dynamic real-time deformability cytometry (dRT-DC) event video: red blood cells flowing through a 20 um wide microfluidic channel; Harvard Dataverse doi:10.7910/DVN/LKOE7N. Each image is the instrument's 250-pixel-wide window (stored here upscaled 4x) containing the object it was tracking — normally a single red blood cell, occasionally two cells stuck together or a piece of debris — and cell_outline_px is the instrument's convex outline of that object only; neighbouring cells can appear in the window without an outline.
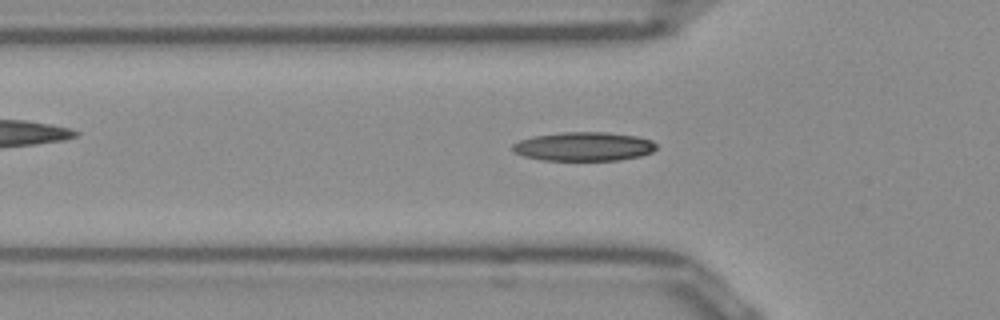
{"species": "Egyptian fruit bat (a non-hibernating species)", "species_latin": "Rousettus aegyptiacus", "temperature_condition": "room temperature", "stored_images_in_passage": 32, "camera_frame_rate_fps": 3000, "um_per_image_px": 0.085, "frame": {"image": 1, "passage_image": 5, "time_ms": 1.333, "image_size_px": [1000, 320], "cell_outline_px": [[656, 148], [652, 152], [640, 156], [620, 160], [544, 160], [524, 156], [512, 152], [512, 144], [520, 140], [532, 136], [564, 132], [604, 132], [636, 136], [652, 140], [656, 144]], "centroid_in_image_um": [49.61, 12.45], "position_along_channel_um": 76.2, "area_um2": 24.22}}
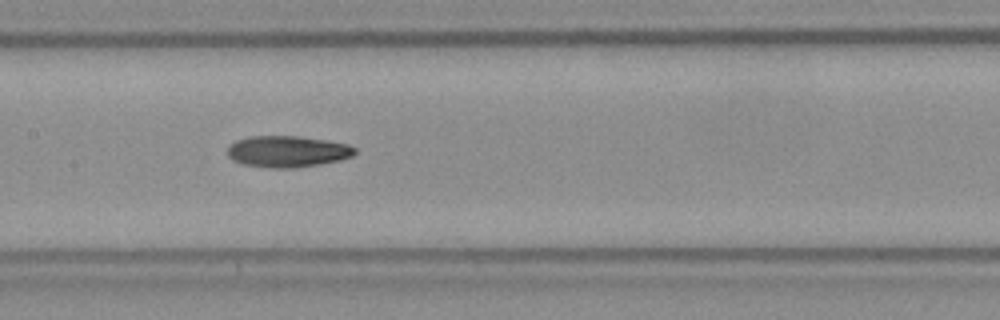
{"frame": {"image": 2, "passage_image": 13, "time_ms": 4.0, "image_size_px": [1000, 320], "cell_outline_px": [[356, 152], [352, 156], [340, 160], [292, 168], [272, 168], [244, 164], [232, 160], [228, 156], [228, 148], [236, 140], [248, 136], [296, 136], [328, 140], [348, 144], [356, 148]], "centroid_in_image_um": [24.44, 12.86], "position_along_channel_um": 183.0, "area_um2": 23.18}}
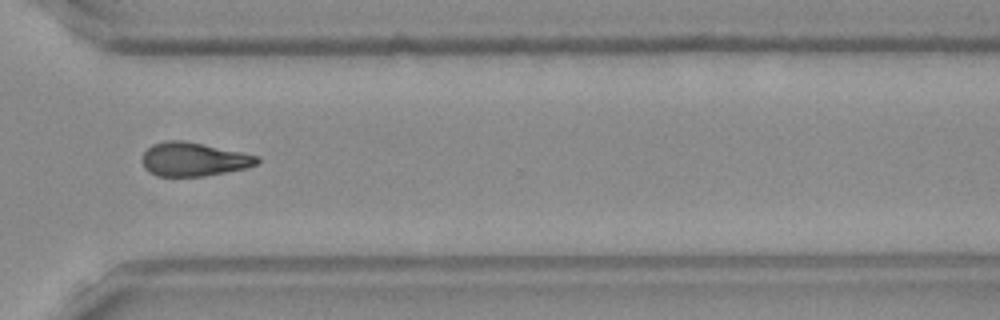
{"frame": {"image": 3, "passage_image": 26, "time_ms": 8.333, "image_size_px": [1000, 320], "cell_outline_px": [[260, 160], [256, 164], [248, 168], [204, 176], [156, 176], [148, 172], [144, 168], [144, 152], [152, 144], [164, 140], [180, 140], [260, 156]], "centroid_in_image_um": [16.46, 13.55], "position_along_channel_um": 354.1, "area_um2": 22.37}, "authors_computed_cell_mechanics": {"area_um2": 22.8021, "velocity_mm_per_s": 3.9576, "shape_relaxation_time_tau1_ms": 9.0529, "shape_relaxation_time_tau2_ms": null, "deformation_change_tau1": 0.2031, "deformation_change_tau2": null}}